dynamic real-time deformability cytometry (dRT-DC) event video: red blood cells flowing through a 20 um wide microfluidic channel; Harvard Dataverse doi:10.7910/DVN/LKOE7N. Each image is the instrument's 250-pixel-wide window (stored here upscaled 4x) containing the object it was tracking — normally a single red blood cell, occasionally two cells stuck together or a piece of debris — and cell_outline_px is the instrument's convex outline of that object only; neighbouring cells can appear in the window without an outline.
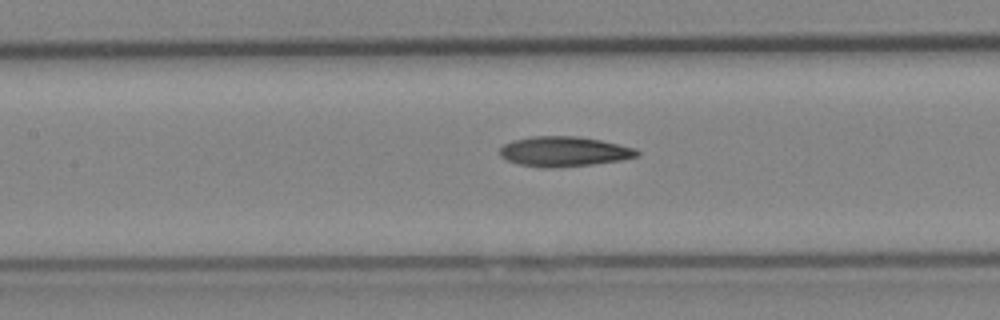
{"species": "Egyptian fruit bat (a non-hibernating species)", "species_latin": "Rousettus aegyptiacus", "temperature_condition": "cold", "stored_images_in_passage": 6, "camera_frame_rate_fps": 3000, "um_per_image_px": 0.085, "animal": {"sex": "female"}, "frame": {"image": 1, "passage_image": 6, "time_ms": 1.667, "image_size_px": [1000, 320], "cell_outline_px": [[640, 156], [620, 160], [592, 164], [552, 168], [544, 168], [520, 164], [508, 160], [500, 156], [500, 148], [504, 144], [512, 140], [532, 136], [576, 136], [600, 140], [636, 148], [640, 152]], "centroid_in_image_um": [47.95, 12.87], "position_along_channel_um": 159.5, "area_um2": 23.93}}